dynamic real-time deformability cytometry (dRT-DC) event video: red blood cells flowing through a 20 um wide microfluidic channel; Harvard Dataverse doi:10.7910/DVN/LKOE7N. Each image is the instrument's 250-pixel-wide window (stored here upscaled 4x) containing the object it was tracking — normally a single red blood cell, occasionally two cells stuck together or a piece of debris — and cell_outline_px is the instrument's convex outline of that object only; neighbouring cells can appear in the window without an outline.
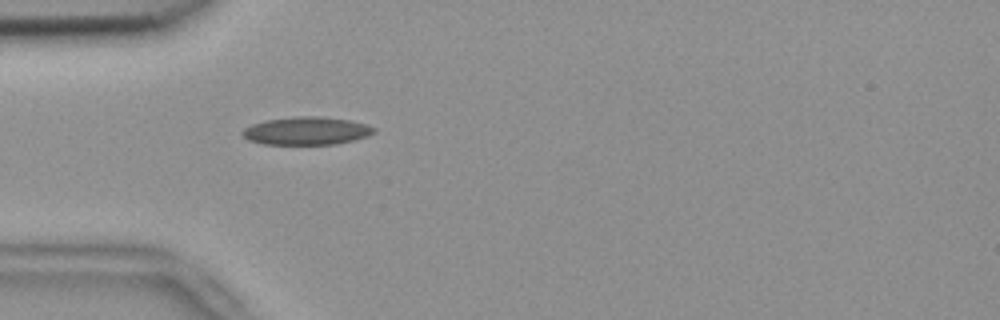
{"species": "common noctule bat (a hibernating species)", "species_latin": "Nyctalus noctula", "temperature_condition": "room temperature", "stored_images_in_passage": 29, "camera_frame_rate_fps": 3000, "um_per_image_px": 0.085, "animal": {"sex": "female", "body_mass_g": 18.4}, "frame": {"image": 1, "passage_image": 2, "time_ms": 0.333, "image_size_px": [1000, 320], "cell_outline_px": [[376, 132], [368, 136], [336, 144], [264, 144], [248, 140], [240, 132], [244, 128], [252, 124], [268, 120], [300, 116], [316, 116], [348, 120], [364, 124], [376, 128]], "centroid_in_image_um": [26.05, 11.13], "position_along_channel_um": 59.0, "area_um2": 21.15}}
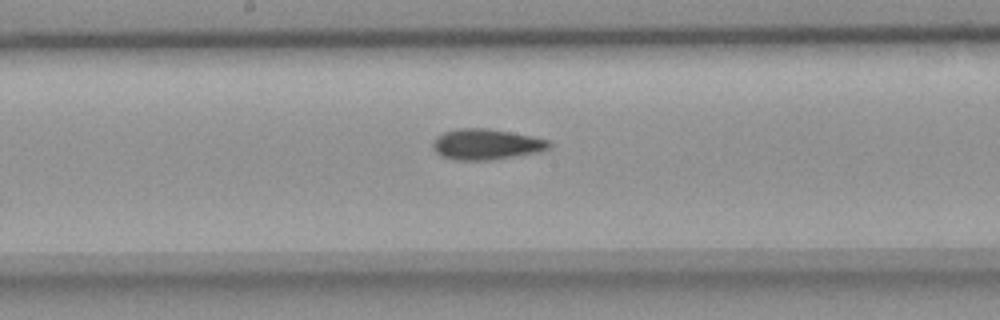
{"frame": {"image": 2, "passage_image": 14, "time_ms": 4.333, "image_size_px": [1000, 320], "cell_outline_px": [[552, 144], [548, 148], [540, 152], [488, 160], [456, 160], [440, 156], [432, 148], [432, 144], [436, 136], [444, 132], [456, 128], [488, 128], [532, 136], [552, 140]], "centroid_in_image_um": [41.32, 12.26], "position_along_channel_um": 206.9, "area_um2": 20.98}}
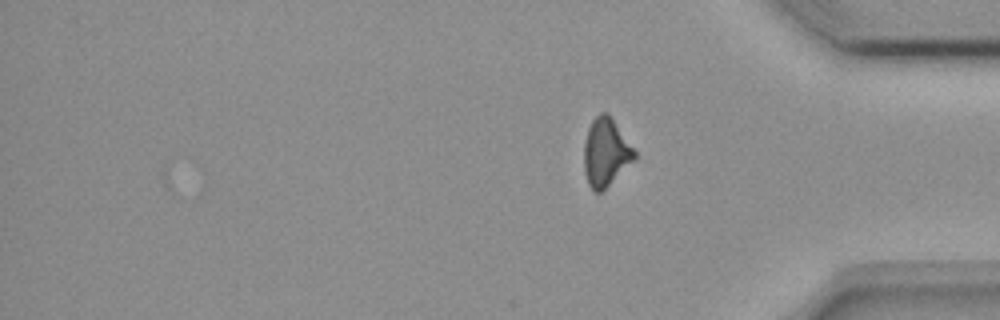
{"frame": {"image": 3, "passage_image": 29, "time_ms": 9.333, "image_size_px": [1000, 320], "cell_outline_px": [[636, 160], [600, 192], [596, 192], [588, 184], [584, 172], [584, 144], [588, 128], [592, 120], [600, 112], [608, 112], [636, 152]], "centroid_in_image_um": [51.49, 12.93], "position_along_channel_um": 383.7, "area_um2": 19.94}, "authors_computed_cell_mechanics": {"area_um2": 20.5768, "velocity_mm_per_s": 3.7881, "shape_relaxation_time_tau1_ms": 10.7624, "shape_relaxation_time_tau2_ms": 3.8587, "deformation_change_tau1": 0.2401, "deformation_change_tau2": 0.128}}